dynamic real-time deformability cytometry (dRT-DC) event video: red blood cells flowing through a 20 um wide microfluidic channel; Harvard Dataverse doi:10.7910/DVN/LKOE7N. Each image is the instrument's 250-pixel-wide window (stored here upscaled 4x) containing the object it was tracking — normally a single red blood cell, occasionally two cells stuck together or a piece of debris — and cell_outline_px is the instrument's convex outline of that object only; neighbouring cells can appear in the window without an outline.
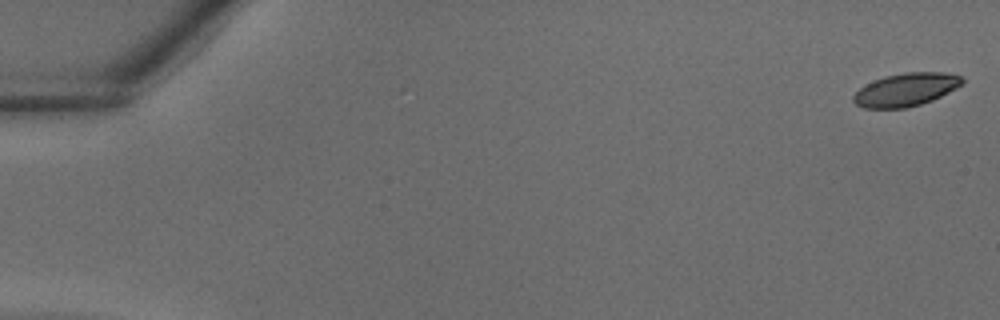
{"species": "common noctule bat (a hibernating species)", "species_latin": "Nyctalus noctula", "temperature_condition": "warm", "stored_images_in_passage": 14, "camera_frame_rate_fps": 3000, "um_per_image_px": 0.085, "animal": {"sex": "male", "body_mass_g": 18.8}, "frame": {"image": 1, "passage_image": 1, "time_ms": 0.0, "image_size_px": [1000, 320], "cell_outline_px": [[964, 84], [932, 100], [920, 104], [904, 108], [864, 108], [856, 104], [852, 100], [852, 96], [864, 84], [884, 76], [904, 72], [944, 72], [960, 76], [964, 80]], "centroid_in_image_um": [76.98, 7.61], "position_along_channel_um": 8.0, "area_um2": 20.98}}
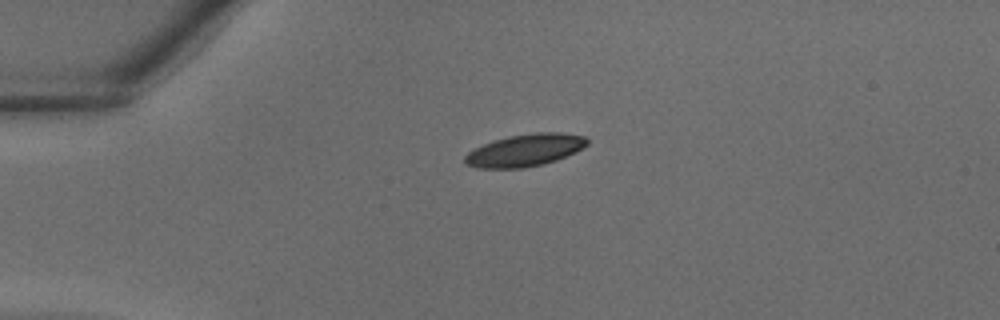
{"frame": {"image": 2, "passage_image": 10, "time_ms": 3.0, "image_size_px": [1000, 320], "cell_outline_px": [[588, 144], [576, 152], [556, 160], [544, 164], [524, 168], [476, 168], [464, 164], [464, 156], [468, 152], [484, 144], [508, 136], [536, 132], [564, 132], [584, 136], [588, 140]], "centroid_in_image_um": [44.63, 12.77], "position_along_channel_um": 40.4, "area_um2": 23.06}}